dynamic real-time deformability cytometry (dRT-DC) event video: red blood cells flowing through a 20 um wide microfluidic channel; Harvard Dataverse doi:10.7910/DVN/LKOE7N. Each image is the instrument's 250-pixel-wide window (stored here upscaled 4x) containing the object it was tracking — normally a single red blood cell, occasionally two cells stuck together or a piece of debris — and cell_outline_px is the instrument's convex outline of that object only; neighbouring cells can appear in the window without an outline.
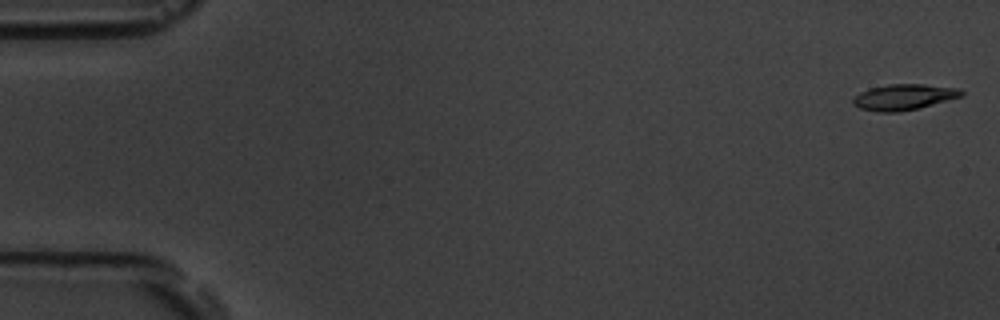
{"species": "common noctule bat (a hibernating species)", "species_latin": "Nyctalus noctula", "temperature_condition": "room temperature", "stored_images_in_passage": 14, "camera_frame_rate_fps": 3000, "um_per_image_px": 0.085, "animal": {"sex": "male", "body_mass_g": 19.5, "forearm_length_mm": 54.6}, "frame": {"image": 1, "passage_image": 1, "time_ms": 0.0, "image_size_px": [1000, 320], "cell_outline_px": [[964, 96], [920, 108], [900, 112], [876, 112], [860, 108], [852, 104], [852, 100], [860, 92], [868, 88], [888, 84], [920, 84], [960, 88], [964, 92]], "centroid_in_image_um": [76.84, 8.25], "position_along_channel_um": 8.2, "area_um2": 16.53}}